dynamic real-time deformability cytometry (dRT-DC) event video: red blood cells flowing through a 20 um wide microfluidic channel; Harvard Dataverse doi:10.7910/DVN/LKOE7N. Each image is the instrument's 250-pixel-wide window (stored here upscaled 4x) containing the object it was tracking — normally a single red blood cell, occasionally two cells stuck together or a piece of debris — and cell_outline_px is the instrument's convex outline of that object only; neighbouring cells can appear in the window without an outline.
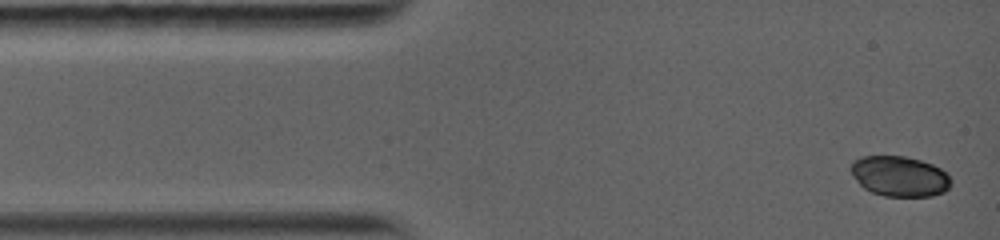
{"species": "common noctule bat (a hibernating species)", "species_latin": "Nyctalus noctula", "temperature_condition": "warm", "stored_images_in_passage": 40, "camera_frame_rate_fps": 5000, "um_per_image_px": 0.085, "animal": {"sex": "female", "body_mass_g": 19.0, "forearm_length_mm": 56.7}, "frame": {"image": 1, "passage_image": 1, "time_ms": 0.0, "image_size_px": [1000, 240], "cell_outline_px": [[952, 184], [944, 192], [932, 196], [884, 196], [872, 192], [864, 188], [852, 176], [848, 168], [852, 160], [860, 156], [904, 156], [920, 160], [932, 164], [948, 172], [952, 180]], "centroid_in_image_um": [76.45, 14.97], "position_along_channel_um": 8.5, "area_um2": 23.93}}
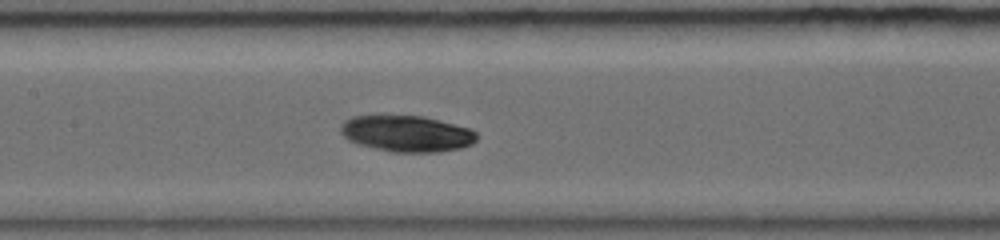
{"frame": {"image": 2, "passage_image": 18, "time_ms": 5.8, "image_size_px": [1000, 240], "cell_outline_px": [[476, 140], [472, 144], [460, 148], [440, 152], [392, 152], [356, 144], [348, 140], [340, 132], [340, 128], [348, 120], [356, 116], [420, 116], [468, 128], [476, 132]], "centroid_in_image_um": [34.57, 11.38], "position_along_channel_um": 172.8, "area_um2": 28.26}}
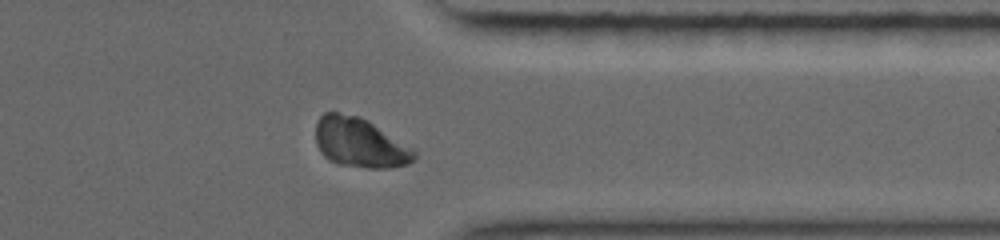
{"frame": {"image": 3, "passage_image": 34, "time_ms": 11.0, "image_size_px": [1000, 240], "cell_outline_px": [[416, 156], [408, 164], [388, 168], [368, 168], [340, 164], [328, 160], [320, 152], [316, 144], [316, 124], [320, 116], [324, 112], [336, 112], [356, 116], [364, 120], [416, 148]], "centroid_in_image_um": [30.59, 12.15], "position_along_channel_um": 380.8, "area_um2": 28.32}, "authors_computed_cell_mechanics": {"area_um2": 27.6284, "velocity_mm_per_s": 4.0414, "shape_relaxation_time_tau1_ms": 5.3529, "shape_relaxation_time_tau2_ms": null, "deformation_change_tau1": 0.079, "deformation_change_tau2": null}}